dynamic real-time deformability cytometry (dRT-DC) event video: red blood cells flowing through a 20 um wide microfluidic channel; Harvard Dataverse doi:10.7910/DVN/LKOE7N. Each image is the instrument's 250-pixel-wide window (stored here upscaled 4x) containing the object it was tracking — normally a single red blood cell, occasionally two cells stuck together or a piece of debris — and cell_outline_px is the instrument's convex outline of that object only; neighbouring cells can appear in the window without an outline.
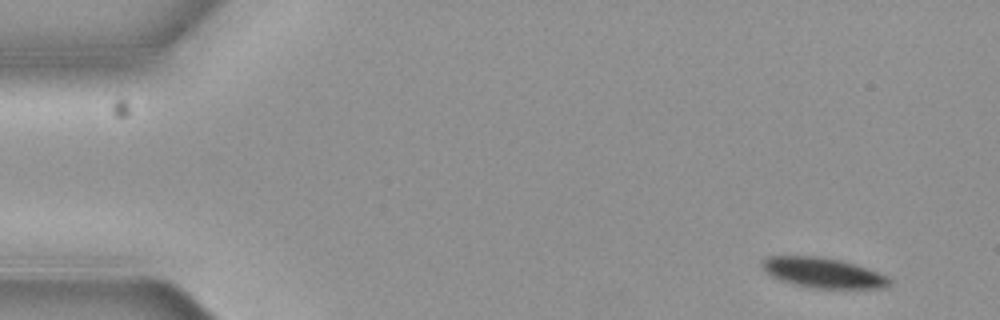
{"species": "common noctule bat (a hibernating species)", "species_latin": "Nyctalus noctula", "temperature_condition": "cold", "stored_images_in_passage": 4, "camera_frame_rate_fps": 3000, "um_per_image_px": 0.085, "animal": {"sex": "female", "body_mass_g": 19.3, "forearm_length_mm": 54.1}, "frame": {"image": 1, "passage_image": 1, "time_ms": 0.0, "image_size_px": [1000, 320], "cell_outline_px": [[892, 284], [888, 288], [812, 288], [780, 280], [772, 276], [760, 264], [760, 260], [768, 256], [820, 256], [840, 260], [856, 264], [880, 272], [888, 276], [892, 280]], "centroid_in_image_um": [70.02, 23.18], "position_along_channel_um": 15.0, "area_um2": 22.54}}
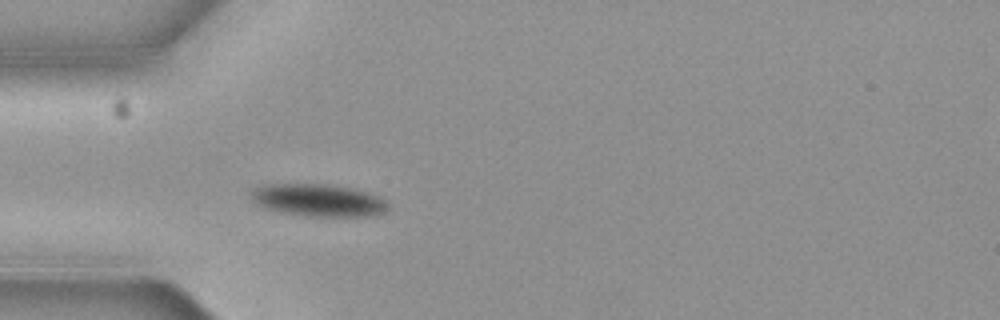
{"frame": {"image": 2, "passage_image": 4, "time_ms": 1.0, "image_size_px": [1000, 320], "cell_outline_px": [[388, 208], [384, 212], [372, 216], [308, 216], [280, 212], [264, 208], [256, 204], [252, 200], [252, 192], [256, 188], [264, 184], [324, 184], [352, 188], [368, 192], [380, 196], [388, 204]], "centroid_in_image_um": [27.07, 17.02], "position_along_channel_um": 57.9, "area_um2": 25.84}}